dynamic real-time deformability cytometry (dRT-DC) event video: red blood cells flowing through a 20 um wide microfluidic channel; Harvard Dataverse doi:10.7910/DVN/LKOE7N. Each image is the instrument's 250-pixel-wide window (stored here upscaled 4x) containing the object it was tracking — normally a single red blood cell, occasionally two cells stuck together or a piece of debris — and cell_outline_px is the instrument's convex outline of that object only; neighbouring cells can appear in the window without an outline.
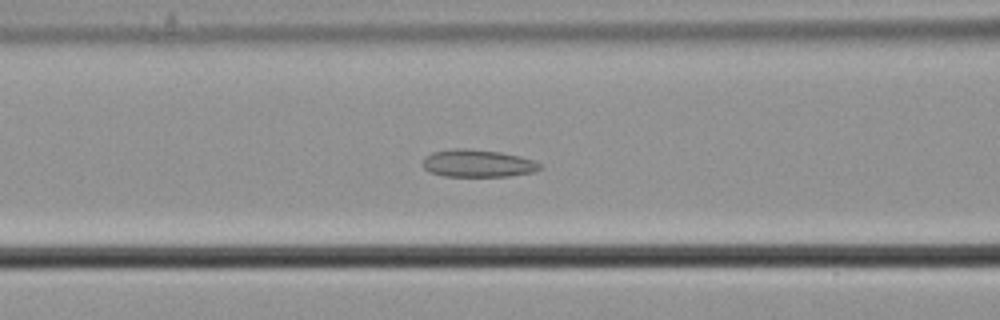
{"species": "common noctule bat (a hibernating species)", "species_latin": "Nyctalus noctula", "temperature_condition": "cold", "stored_images_in_passage": 58, "camera_frame_rate_fps": 3000, "um_per_image_px": 0.085, "animal": {"sex": "male", "body_mass_g": 21.5, "forearm_length_mm": 52.0}, "frame": {"image": 1, "passage_image": 25, "time_ms": 8.0, "image_size_px": [1000, 320], "cell_outline_px": [[540, 168], [532, 172], [508, 176], [444, 176], [428, 172], [424, 168], [424, 156], [432, 152], [456, 148], [464, 148], [500, 152], [520, 156], [532, 160], [540, 164]], "centroid_in_image_um": [40.56, 13.88], "position_along_channel_um": 126.0, "area_um2": 18.61}}
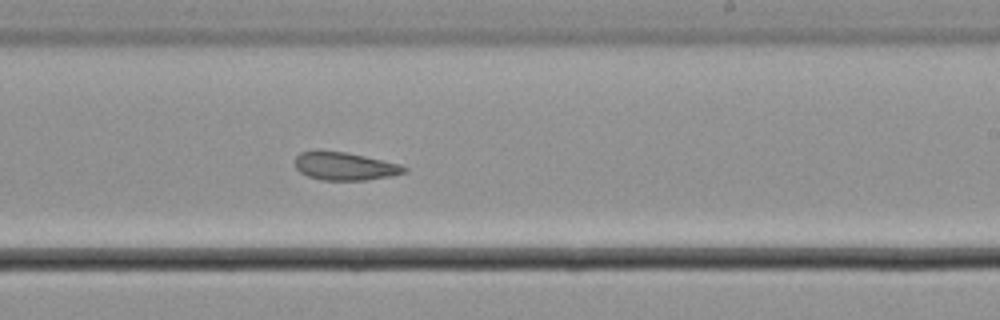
{"frame": {"image": 2, "passage_image": 36, "time_ms": 11.667, "image_size_px": [1000, 320], "cell_outline_px": [[408, 172], [392, 176], [364, 180], [320, 180], [308, 176], [300, 172], [296, 168], [296, 156], [300, 152], [344, 152], [364, 156], [400, 164], [408, 168]], "centroid_in_image_um": [29.36, 14.15], "position_along_channel_um": 259.6, "area_um2": 17.51}}
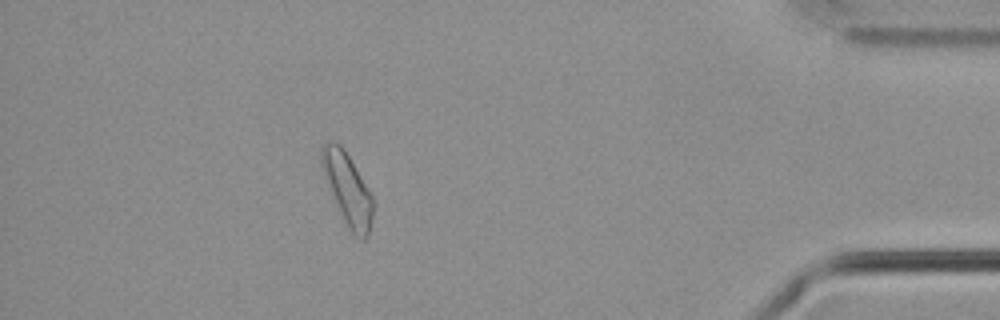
{"frame": {"image": 3, "passage_image": 52, "time_ms": 17.0, "image_size_px": [1000, 320], "cell_outline_px": [[372, 216], [368, 236], [364, 240], [360, 240], [348, 228], [332, 200], [320, 168], [320, 144], [340, 144], [348, 156], [368, 188], [372, 196]], "centroid_in_image_um": [29.48, 16.1], "position_along_channel_um": 405.7, "area_um2": 21.44}, "authors_computed_cell_mechanics": {"area_um2": 20.2011, "velocity_mm_per_s": 3.6561, "shape_relaxation_time_tau1_ms": null, "shape_relaxation_time_tau2_ms": 7.9202, "deformation_change_tau1": null, "deformation_change_tau2": 0.1354}}